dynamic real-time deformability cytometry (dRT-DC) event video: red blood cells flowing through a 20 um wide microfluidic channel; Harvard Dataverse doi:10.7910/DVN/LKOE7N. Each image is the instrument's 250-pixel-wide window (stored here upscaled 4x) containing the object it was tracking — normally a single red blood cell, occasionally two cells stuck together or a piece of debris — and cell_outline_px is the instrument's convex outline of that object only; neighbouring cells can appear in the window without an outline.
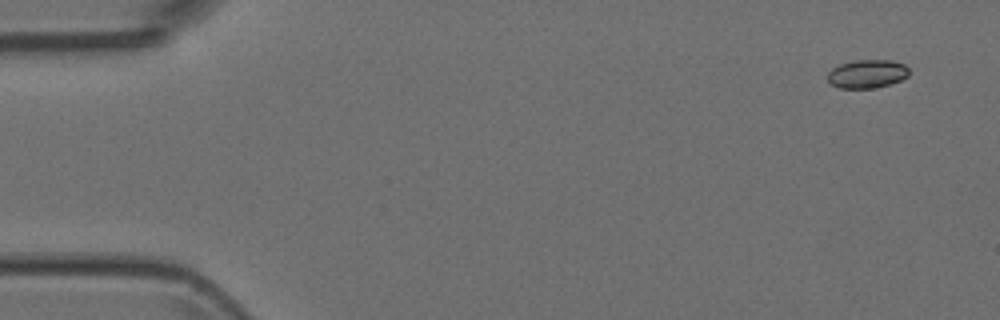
{"species": "Egyptian fruit bat (a non-hibernating species)", "species_latin": "Rousettus aegyptiacus", "temperature_condition": "room temperature", "stored_images_in_passage": 5, "camera_frame_rate_fps": 3000, "um_per_image_px": 0.085, "animal": {"sex": "female"}, "frame": {"image": 1, "passage_image": 1, "time_ms": 0.0, "image_size_px": [1000, 320], "cell_outline_px": [[908, 76], [900, 80], [888, 84], [872, 88], [840, 88], [828, 84], [828, 72], [832, 68], [840, 64], [856, 60], [888, 60], [904, 64], [908, 68]], "centroid_in_image_um": [73.66, 6.28], "position_along_channel_um": 11.3, "area_um2": 13.41}}
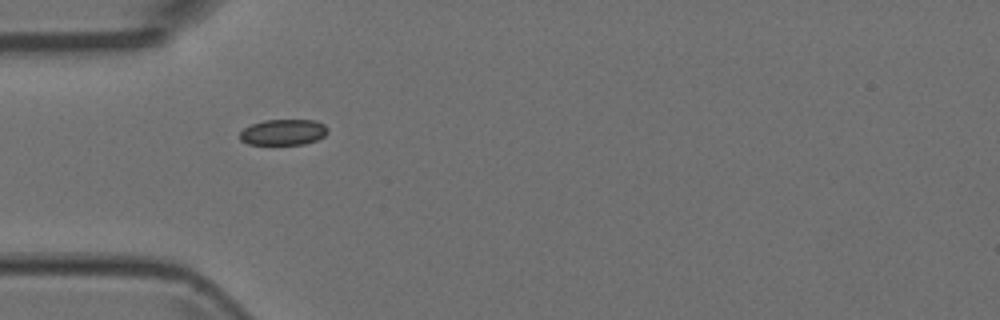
{"frame": {"image": 2, "passage_image": 4, "time_ms": 1.0, "image_size_px": [1000, 320], "cell_outline_px": [[328, 132], [324, 136], [316, 140], [304, 144], [248, 144], [240, 140], [240, 132], [244, 128], [252, 124], [264, 120], [316, 120], [324, 124], [328, 128]], "centroid_in_image_um": [24.1, 11.23], "position_along_channel_um": 60.9, "area_um2": 13.24}}
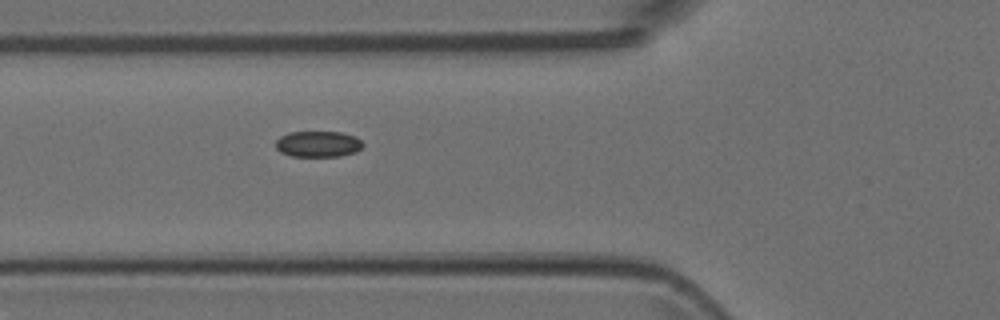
{"frame": {"image": 3, "passage_image": 5, "time_ms": 1.333, "image_size_px": [1000, 320], "cell_outline_px": [[364, 144], [356, 152], [340, 156], [292, 156], [280, 152], [276, 148], [276, 140], [280, 136], [288, 132], [340, 132], [356, 136]], "centroid_in_image_um": [27.03, 12.24], "position_along_channel_um": 98.8, "area_um2": 13.24}}